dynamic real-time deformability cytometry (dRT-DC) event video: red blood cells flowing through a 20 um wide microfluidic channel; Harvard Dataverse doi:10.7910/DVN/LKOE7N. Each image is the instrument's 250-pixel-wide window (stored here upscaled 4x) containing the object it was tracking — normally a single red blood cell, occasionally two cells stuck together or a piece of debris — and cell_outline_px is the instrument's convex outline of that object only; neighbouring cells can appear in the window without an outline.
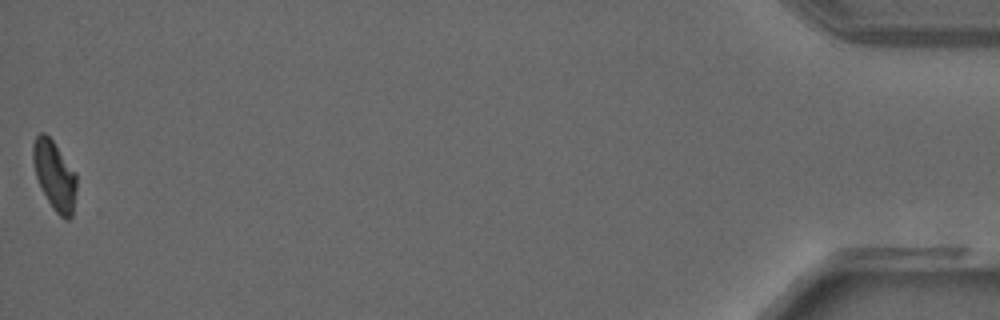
{"species": "common noctule bat (a hibernating species)", "species_latin": "Nyctalus noctula", "temperature_condition": "warm", "stored_images_in_passage": 39, "camera_frame_rate_fps": 3000, "um_per_image_px": 0.085, "animal": {"sex": "male", "forearm_length_mm": 52.5}, "frame": {"image": 1, "passage_image": 39, "time_ms": 12.667, "image_size_px": [1000, 320], "cell_outline_px": [[76, 192], [72, 216], [68, 220], [64, 220], [52, 208], [36, 176], [32, 160], [32, 144], [36, 136], [40, 132], [44, 132], [52, 140], [76, 172]], "centroid_in_image_um": [4.64, 14.91], "position_along_channel_um": 430.6, "area_um2": 17.51}}